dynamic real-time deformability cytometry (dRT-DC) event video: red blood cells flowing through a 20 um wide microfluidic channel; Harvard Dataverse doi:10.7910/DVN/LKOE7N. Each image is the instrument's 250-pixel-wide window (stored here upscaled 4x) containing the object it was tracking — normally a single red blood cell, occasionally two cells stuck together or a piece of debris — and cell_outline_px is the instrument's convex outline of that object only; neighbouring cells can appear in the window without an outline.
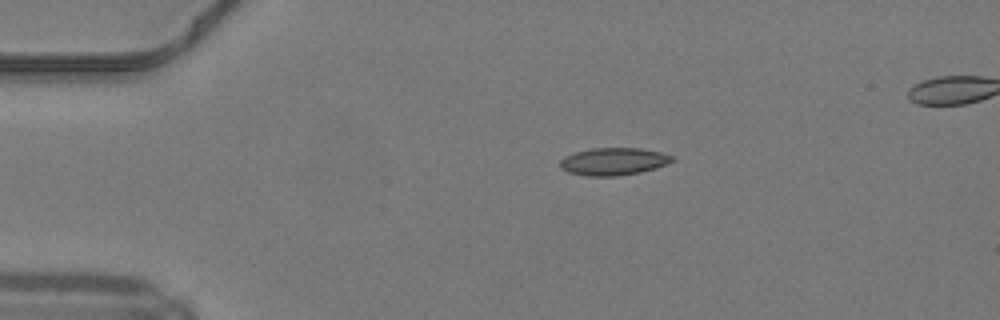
{"species": "common noctule bat (a hibernating species)", "species_latin": "Nyctalus noctula", "temperature_condition": "warm", "stored_images_in_passage": 33, "camera_frame_rate_fps": 3000, "um_per_image_px": 0.085, "animal": {"sex": "male", "body_mass_g": 19.2, "forearm_length_mm": 51.8}, "frame": {"image": 1, "passage_image": 1, "time_ms": 0.0, "image_size_px": [1000, 320], "cell_outline_px": [[676, 160], [668, 164], [656, 168], [640, 172], [616, 176], [584, 176], [568, 172], [560, 168], [560, 160], [564, 156], [576, 152], [592, 148], [640, 148], [660, 152], [676, 156]], "centroid_in_image_um": [52.18, 13.72], "position_along_channel_um": 32.8, "area_um2": 18.15}}
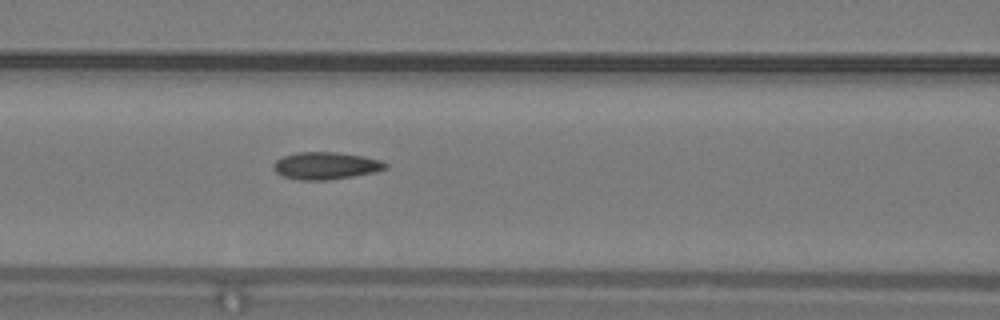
{"frame": {"image": 2, "passage_image": 12, "time_ms": 3.667, "image_size_px": [1000, 320], "cell_outline_px": [[388, 168], [372, 172], [332, 180], [300, 180], [284, 176], [276, 172], [272, 168], [272, 164], [276, 160], [284, 156], [296, 152], [336, 152], [360, 156], [380, 160], [388, 164]], "centroid_in_image_um": [27.66, 14.09], "position_along_channel_um": 138.9, "area_um2": 17.69}}
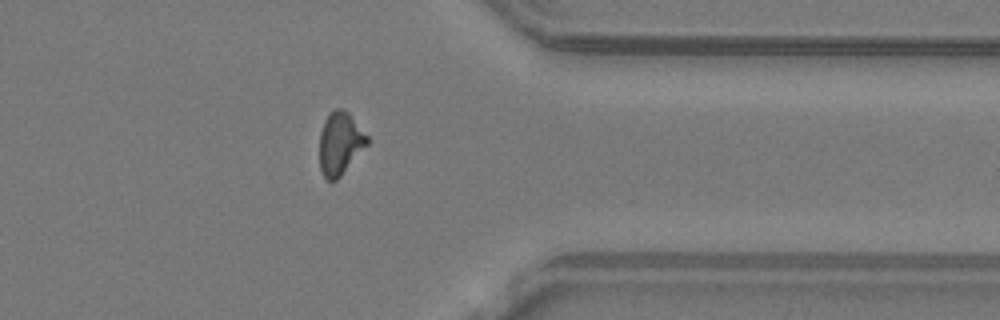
{"frame": {"image": 3, "passage_image": 30, "time_ms": 9.667, "image_size_px": [1000, 320], "cell_outline_px": [[368, 144], [340, 176], [336, 180], [328, 180], [324, 176], [320, 168], [320, 132], [324, 120], [328, 112], [332, 108], [340, 108], [348, 112], [368, 136]], "centroid_in_image_um": [28.89, 12.14], "position_along_channel_um": 382.5, "area_um2": 17.34}, "authors_computed_cell_mechanics": {"area_um2": 17.34, "velocity_mm_per_s": 4.2309, "shape_relaxation_time_tau1_ms": null, "shape_relaxation_time_tau2_ms": 2.4498, "deformation_change_tau1": null, "deformation_change_tau2": 0.0999}}